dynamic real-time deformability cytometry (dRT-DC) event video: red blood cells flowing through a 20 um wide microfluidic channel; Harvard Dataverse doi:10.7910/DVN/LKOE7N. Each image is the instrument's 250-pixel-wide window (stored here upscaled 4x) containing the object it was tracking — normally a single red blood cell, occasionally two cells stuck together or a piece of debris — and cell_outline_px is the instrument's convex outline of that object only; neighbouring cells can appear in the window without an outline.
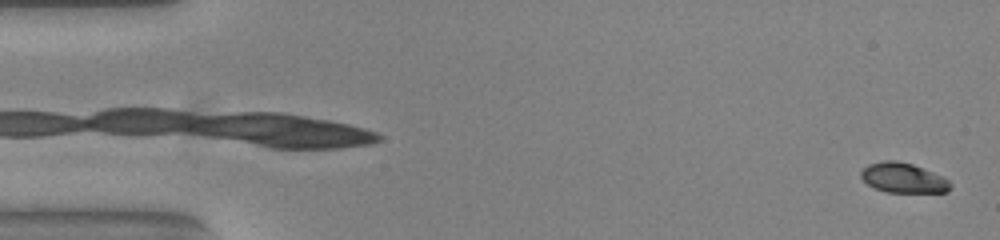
{"species": "common noctule bat (a hibernating species)", "species_latin": "Nyctalus noctula", "temperature_condition": "warm", "stored_images_in_passage": 53, "camera_frame_rate_fps": 3000, "um_per_image_px": 0.085, "animal": {"sex": "female", "body_mass_g": 23.0, "forearm_length_mm": 53.4}, "frame": {"image": 1, "passage_image": 1, "time_ms": 0.0, "image_size_px": [1000, 240], "cell_outline_px": [[952, 184], [948, 192], [888, 192], [876, 188], [868, 184], [860, 176], [860, 172], [868, 164], [884, 160], [896, 160], [912, 164], [932, 172], [948, 180]], "centroid_in_image_um": [76.76, 15.11], "position_along_channel_um": 8.2, "area_um2": 15.37}}
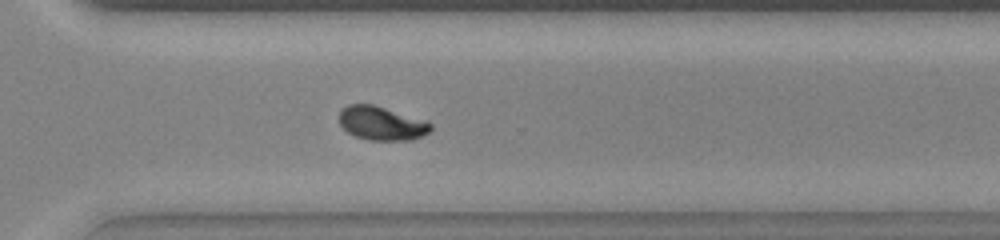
{"frame": {"image": 2, "passage_image": 38, "time_ms": 12.333, "image_size_px": [1000, 240], "cell_outline_px": [[432, 128], [428, 132], [412, 140], [368, 140], [356, 136], [348, 132], [340, 124], [340, 112], [348, 104], [372, 104], [432, 124]], "centroid_in_image_um": [32.39, 10.5], "position_along_channel_um": 338.2, "area_um2": 17.4}}
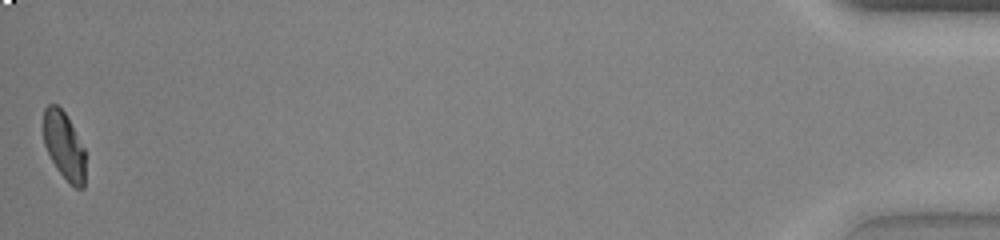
{"frame": {"image": 3, "passage_image": 53, "time_ms": 17.333, "image_size_px": [1000, 240], "cell_outline_px": [[84, 188], [76, 188], [56, 168], [44, 144], [44, 108], [48, 104], [56, 104], [64, 112], [84, 148]], "centroid_in_image_um": [5.43, 12.36], "position_along_channel_um": 429.8, "area_um2": 16.01}, "authors_computed_cell_mechanics": {"area_um2": 17.3978, "velocity_mm_per_s": 3.8317, "shape_relaxation_time_tau1_ms": 2.9856, "shape_relaxation_time_tau2_ms": 1.2123, "deformation_change_tau1": 0.1497, "deformation_change_tau2": 0.0457}}